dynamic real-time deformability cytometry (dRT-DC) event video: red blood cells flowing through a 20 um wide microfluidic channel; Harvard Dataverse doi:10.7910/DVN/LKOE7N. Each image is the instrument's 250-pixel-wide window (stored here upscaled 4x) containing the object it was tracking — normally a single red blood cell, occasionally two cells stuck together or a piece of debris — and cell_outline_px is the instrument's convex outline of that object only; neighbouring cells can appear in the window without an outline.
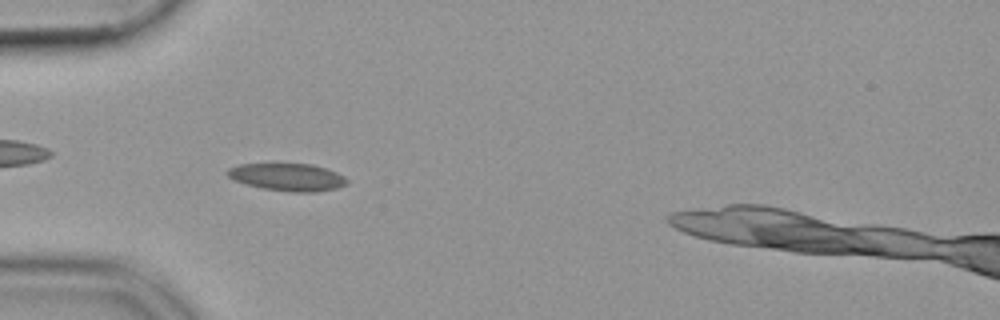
{"species": "common noctule bat (a hibernating species)", "species_latin": "Nyctalus noctula", "temperature_condition": "cold", "stored_images_in_passage": 41, "camera_frame_rate_fps": 3000, "um_per_image_px": 0.085, "animal": {"sex": "female", "body_mass_g": 19.9}, "frame": {"image": 1, "passage_image": 7, "time_ms": 2.0, "image_size_px": [1000, 320], "cell_outline_px": [[348, 180], [344, 184], [336, 188], [316, 192], [292, 192], [260, 188], [236, 180], [228, 176], [224, 172], [228, 168], [240, 164], [312, 164], [336, 172], [344, 176]], "centroid_in_image_um": [24.42, 15.05], "position_along_channel_um": 60.6, "area_um2": 18.96}}
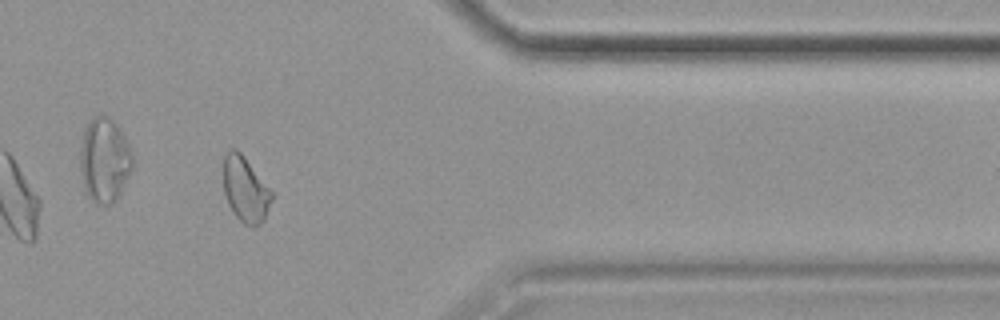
{"frame": {"image": 2, "passage_image": 35, "time_ms": 11.333, "image_size_px": [1000, 320], "cell_outline_px": [[272, 200], [264, 220], [260, 224], [252, 228], [244, 224], [236, 216], [228, 204], [224, 192], [224, 156], [232, 148], [236, 148], [244, 156], [272, 192]], "centroid_in_image_um": [20.86, 16.13], "position_along_channel_um": 390.5, "area_um2": 18.21}}